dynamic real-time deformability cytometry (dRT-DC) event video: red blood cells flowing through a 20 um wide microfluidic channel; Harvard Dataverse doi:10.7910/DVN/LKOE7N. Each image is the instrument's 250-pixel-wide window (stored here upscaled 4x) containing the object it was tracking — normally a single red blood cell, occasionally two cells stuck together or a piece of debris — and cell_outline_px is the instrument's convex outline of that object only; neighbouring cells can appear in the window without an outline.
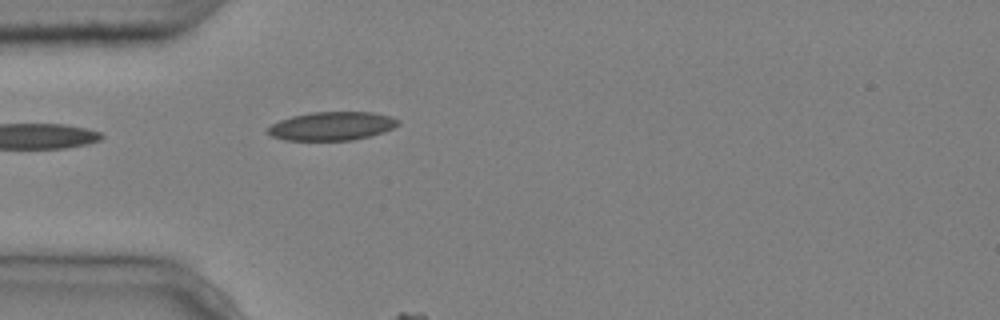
{"species": "common noctule bat (a hibernating species)", "species_latin": "Nyctalus noctula", "temperature_condition": "cold", "stored_images_in_passage": 4, "camera_frame_rate_fps": 3000, "um_per_image_px": 0.085, "animal": {"sex": "male", "body_mass_g": 20.4}, "frame": {"image": 1, "passage_image": 4, "time_ms": 1.0, "image_size_px": [1000, 320], "cell_outline_px": [[400, 124], [384, 132], [352, 140], [284, 140], [272, 136], [264, 132], [272, 124], [280, 120], [292, 116], [308, 112], [372, 112], [392, 116], [400, 120]], "centroid_in_image_um": [28.2, 10.71], "position_along_channel_um": 56.8, "area_um2": 21.79}}